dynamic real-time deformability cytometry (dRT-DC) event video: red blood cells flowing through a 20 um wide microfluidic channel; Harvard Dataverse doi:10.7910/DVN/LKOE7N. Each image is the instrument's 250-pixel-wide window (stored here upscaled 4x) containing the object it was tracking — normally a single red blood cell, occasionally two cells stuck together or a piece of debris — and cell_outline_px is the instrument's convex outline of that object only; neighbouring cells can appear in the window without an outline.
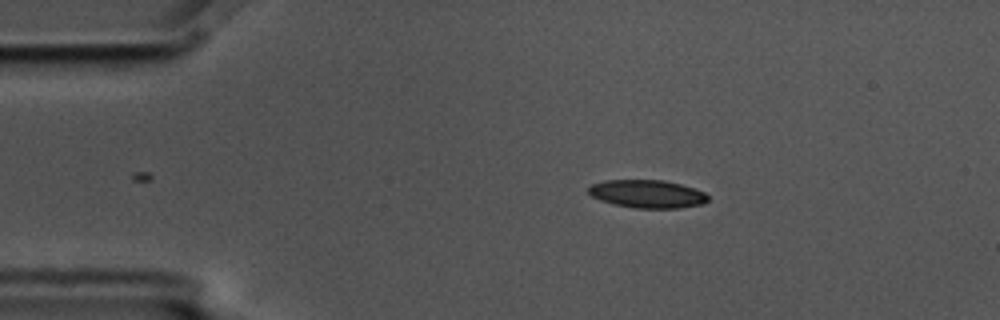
{"species": "common noctule bat (a hibernating species)", "species_latin": "Nyctalus noctula", "temperature_condition": "cold", "stored_images_in_passage": 9, "camera_frame_rate_fps": 3000, "um_per_image_px": 0.085, "animal": {"sex": "male", "body_mass_g": 17.5, "forearm_length_mm": 52.3}, "frame": {"image": 1, "passage_image": 1, "time_ms": 0.0, "image_size_px": [1000, 320], "cell_outline_px": [[708, 200], [704, 204], [680, 208], [632, 208], [612, 204], [600, 200], [592, 196], [588, 192], [588, 188], [592, 184], [604, 180], [664, 180], [680, 184], [704, 192], [708, 196]], "centroid_in_image_um": [55.01, 16.49], "position_along_channel_um": 30.0, "area_um2": 19.59}}
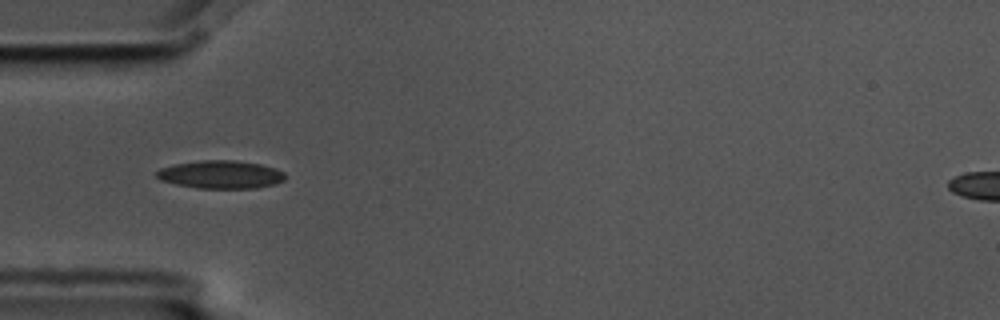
{"frame": {"image": 2, "passage_image": 3, "time_ms": 0.667, "image_size_px": [1000, 320], "cell_outline_px": [[284, 180], [276, 184], [256, 188], [196, 188], [176, 184], [160, 180], [156, 176], [156, 172], [160, 168], [176, 164], [204, 160], [236, 160], [260, 164], [276, 168], [284, 172]], "centroid_in_image_um": [18.78, 14.84], "position_along_channel_um": 66.2, "area_um2": 20.98}}
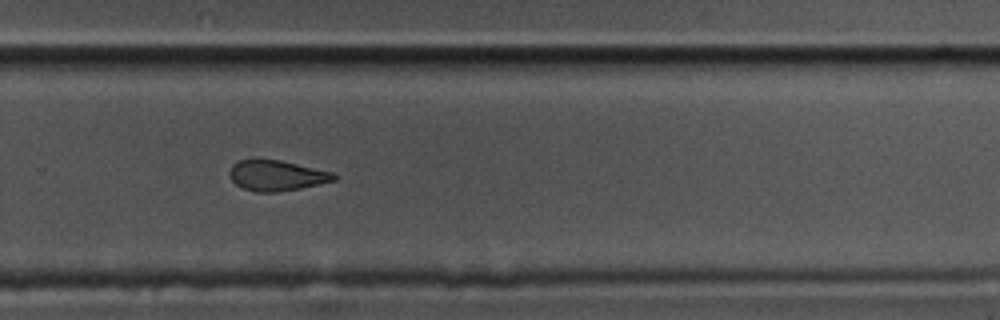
{"frame": {"image": 3, "passage_image": 9, "time_ms": 2.667, "image_size_px": [1000, 320], "cell_outline_px": [[336, 180], [300, 188], [276, 192], [256, 192], [244, 188], [236, 184], [228, 176], [228, 172], [232, 164], [240, 160], [280, 160], [332, 172], [336, 176]], "centroid_in_image_um": [23.48, 14.92], "position_along_channel_um": 306.3, "area_um2": 18.32}}